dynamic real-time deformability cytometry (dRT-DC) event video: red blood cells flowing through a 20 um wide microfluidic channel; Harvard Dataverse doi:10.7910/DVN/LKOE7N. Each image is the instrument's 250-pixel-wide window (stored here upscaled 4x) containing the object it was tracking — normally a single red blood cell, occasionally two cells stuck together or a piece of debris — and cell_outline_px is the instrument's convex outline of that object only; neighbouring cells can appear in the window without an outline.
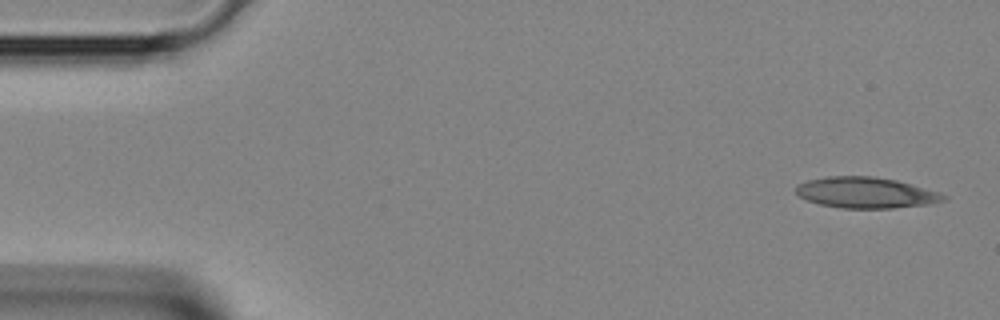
{"species": "Egyptian fruit bat (a non-hibernating species)", "species_latin": "Rousettus aegyptiacus", "temperature_condition": "room temperature", "stored_images_in_passage": 3, "camera_frame_rate_fps": 3000, "um_per_image_px": 0.085, "animal": {"sex": "female"}, "frame": {"image": 1, "passage_image": 1, "time_ms": 0.0, "image_size_px": [1000, 320], "cell_outline_px": [[948, 200], [928, 204], [892, 208], [840, 208], [820, 204], [808, 200], [800, 196], [796, 192], [796, 184], [808, 180], [828, 176], [872, 176], [896, 180], [940, 192], [948, 196]], "centroid_in_image_um": [73.62, 16.37], "position_along_channel_um": 11.4, "area_um2": 26.59}}